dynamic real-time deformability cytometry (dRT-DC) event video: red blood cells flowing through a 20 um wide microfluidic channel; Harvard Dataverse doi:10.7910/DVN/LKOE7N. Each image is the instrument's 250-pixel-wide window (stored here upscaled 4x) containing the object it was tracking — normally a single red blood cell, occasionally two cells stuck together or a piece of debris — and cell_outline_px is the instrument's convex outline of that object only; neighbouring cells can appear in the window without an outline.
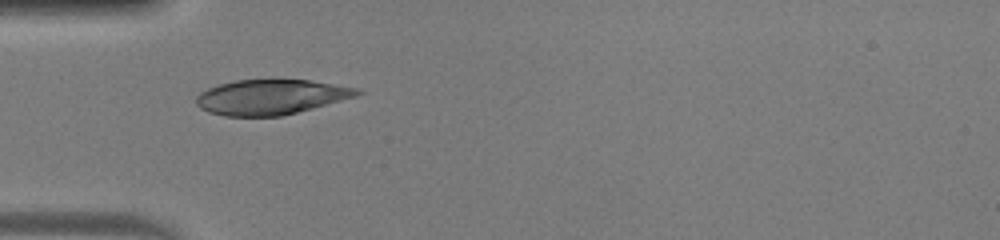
{"species": "human", "species_latin": "Homo sapiens", "temperature_condition": "warm", "stored_images_in_passage": 29, "camera_frame_rate_fps": 3000, "um_per_image_px": 0.085, "donor": {"sex": "male"}, "frame": {"image": 1, "passage_image": 1, "time_ms": 0.0, "image_size_px": [1000, 240], "cell_outline_px": [[320, 84], [316, 104], [292, 112], [272, 116], [236, 116], [216, 112], [208, 108], [208, 92], [216, 88], [228, 84], [244, 80], [304, 80]], "centroid_in_image_um": [22.37, 8.28], "position_along_channel_um": 62.6, "area_um2": 24.62}}
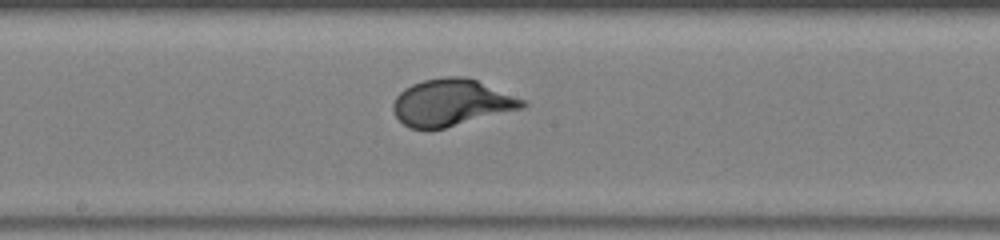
{"frame": {"image": 2, "passage_image": 12, "time_ms": 3.667, "image_size_px": [1000, 240], "cell_outline_px": [[520, 104], [440, 128], [416, 128], [408, 124], [396, 112], [396, 100], [408, 88], [416, 84], [432, 80], [472, 80], [516, 100]], "centroid_in_image_um": [38.14, 8.74], "position_along_channel_um": 210.1, "area_um2": 29.48}}
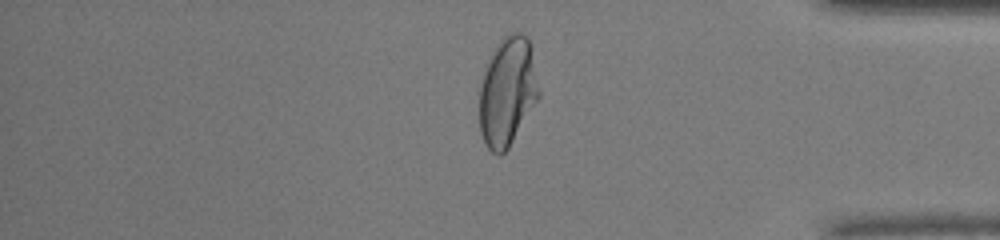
{"frame": {"image": 3, "passage_image": 27, "time_ms": 8.667, "image_size_px": [1000, 240], "cell_outline_px": [[528, 60], [516, 120], [512, 136], [508, 144], [504, 148], [488, 144], [484, 136], [480, 120], [480, 104], [484, 84], [488, 72], [496, 56], [500, 52], [528, 44]], "centroid_in_image_um": [42.76, 8.11], "position_along_channel_um": 392.4, "area_um2": 24.45}}